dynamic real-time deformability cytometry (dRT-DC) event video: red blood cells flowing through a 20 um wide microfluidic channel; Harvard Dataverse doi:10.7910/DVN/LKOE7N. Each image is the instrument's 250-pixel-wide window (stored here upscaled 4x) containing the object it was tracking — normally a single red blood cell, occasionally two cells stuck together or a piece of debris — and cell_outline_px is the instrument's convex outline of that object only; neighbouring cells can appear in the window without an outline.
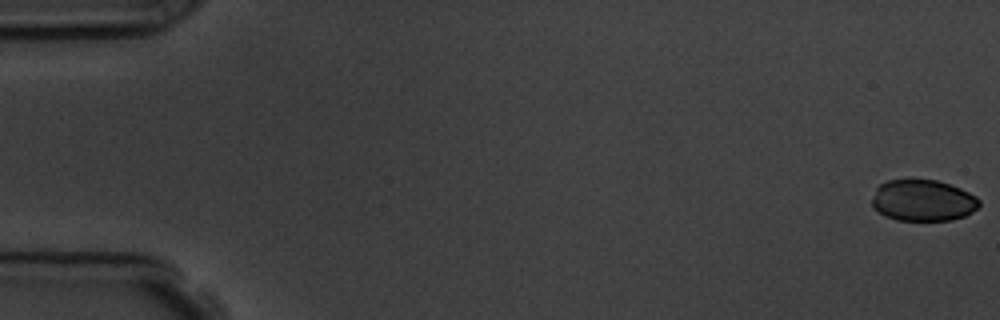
{"species": "common noctule bat (a hibernating species)", "species_latin": "Nyctalus noctula", "temperature_condition": "room temperature", "stored_images_in_passage": 7, "camera_frame_rate_fps": 3000, "um_per_image_px": 0.085, "animal": {"sex": "male", "body_mass_g": 19.5, "forearm_length_mm": 54.6}, "frame": {"image": 1, "passage_image": 1, "time_ms": 0.0, "image_size_px": [1000, 320], "cell_outline_px": [[980, 204], [972, 212], [964, 216], [952, 220], [896, 220], [884, 216], [872, 208], [872, 200], [876, 188], [880, 184], [888, 180], [912, 176], [936, 180], [960, 188], [976, 196], [980, 200]], "centroid_in_image_um": [78.41, 17.0], "position_along_channel_um": 6.6, "area_um2": 26.53}}
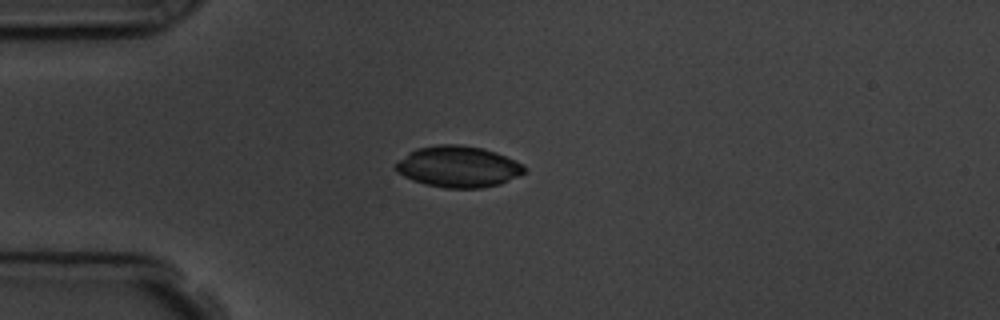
{"frame": {"image": 2, "passage_image": 5, "time_ms": 4.667, "image_size_px": [1000, 320], "cell_outline_px": [[528, 172], [500, 184], [480, 188], [444, 188], [424, 184], [412, 180], [396, 172], [392, 168], [392, 164], [408, 152], [416, 148], [440, 144], [460, 144], [484, 148], [496, 152], [524, 164], [528, 168]], "centroid_in_image_um": [38.93, 14.16], "position_along_channel_um": 46.1, "area_um2": 31.56}}